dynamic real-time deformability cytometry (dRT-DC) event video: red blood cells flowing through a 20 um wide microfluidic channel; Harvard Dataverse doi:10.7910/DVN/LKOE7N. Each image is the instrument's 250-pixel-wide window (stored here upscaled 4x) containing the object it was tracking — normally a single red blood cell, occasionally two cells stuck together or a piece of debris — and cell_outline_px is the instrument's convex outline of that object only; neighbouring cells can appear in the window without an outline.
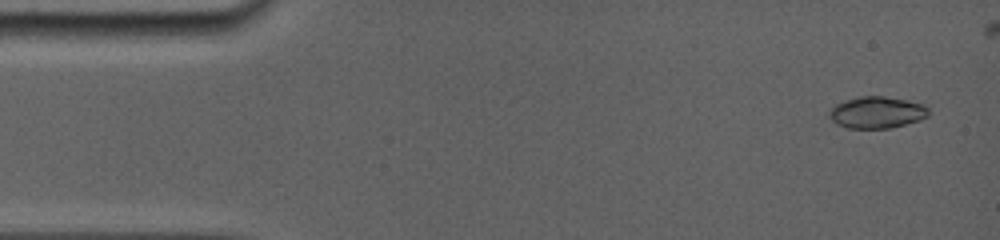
{"species": "common noctule bat (a hibernating species)", "species_latin": "Nyctalus noctula", "temperature_condition": "room temperature", "stored_images_in_passage": 5, "camera_frame_rate_fps": 5000, "um_per_image_px": 0.085, "animal": {"sex": "female", "body_mass_g": 19.0, "forearm_length_mm": 56.7}, "frame": {"image": 1, "passage_image": 1, "time_ms": 0.0, "image_size_px": [1000, 240], "cell_outline_px": [[928, 116], [920, 120], [888, 128], [848, 128], [836, 124], [828, 116], [828, 112], [836, 104], [860, 96], [884, 96], [908, 100], [924, 104], [928, 108]], "centroid_in_image_um": [74.54, 9.55], "position_along_channel_um": 10.5, "area_um2": 18.26}}
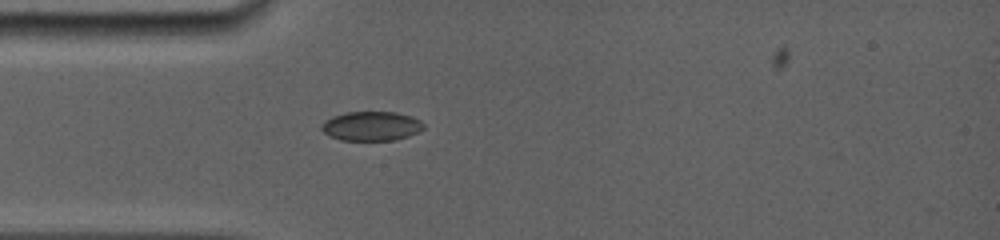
{"frame": {"image": 2, "passage_image": 4, "time_ms": 3.8, "image_size_px": [1000, 240], "cell_outline_px": [[424, 128], [420, 132], [396, 140], [340, 140], [328, 136], [320, 128], [320, 124], [324, 120], [332, 116], [344, 112], [396, 112], [420, 120], [424, 124]], "centroid_in_image_um": [31.53, 10.72], "position_along_channel_um": 53.5, "area_um2": 17.63}}